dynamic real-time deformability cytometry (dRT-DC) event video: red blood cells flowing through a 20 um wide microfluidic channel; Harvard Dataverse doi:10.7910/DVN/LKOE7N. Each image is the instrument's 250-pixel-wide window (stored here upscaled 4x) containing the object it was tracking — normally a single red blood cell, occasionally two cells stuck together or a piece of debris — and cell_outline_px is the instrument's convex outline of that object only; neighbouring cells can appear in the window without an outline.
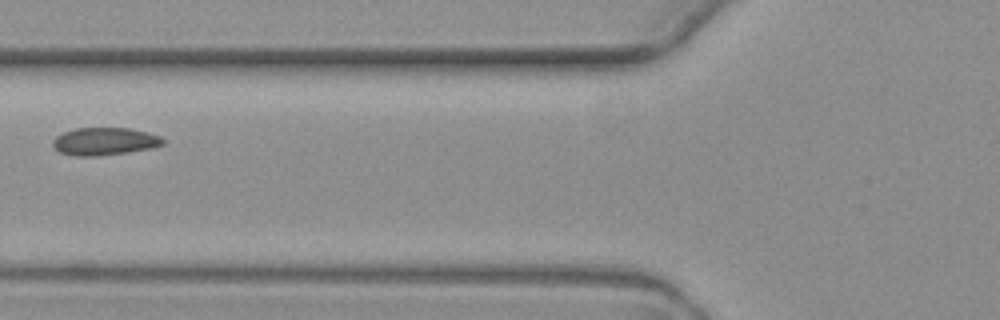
{"species": "common noctule bat (a hibernating species)", "species_latin": "Nyctalus noctula", "temperature_condition": "warm", "stored_images_in_passage": 7, "camera_frame_rate_fps": 3000, "um_per_image_px": 0.085, "animal": {"sex": "female", "body_mass_g": 19.3, "forearm_length_mm": 54.1}, "frame": {"image": 1, "passage_image": 7, "time_ms": 8.0, "image_size_px": [1000, 320], "cell_outline_px": [[164, 144], [152, 148], [128, 152], [96, 156], [76, 156], [60, 152], [52, 144], [52, 140], [56, 136], [64, 132], [76, 128], [128, 128], [148, 132], [160, 136], [164, 140]], "centroid_in_image_um": [8.9, 12.01], "position_along_channel_um": 116.9, "area_um2": 17.69}}